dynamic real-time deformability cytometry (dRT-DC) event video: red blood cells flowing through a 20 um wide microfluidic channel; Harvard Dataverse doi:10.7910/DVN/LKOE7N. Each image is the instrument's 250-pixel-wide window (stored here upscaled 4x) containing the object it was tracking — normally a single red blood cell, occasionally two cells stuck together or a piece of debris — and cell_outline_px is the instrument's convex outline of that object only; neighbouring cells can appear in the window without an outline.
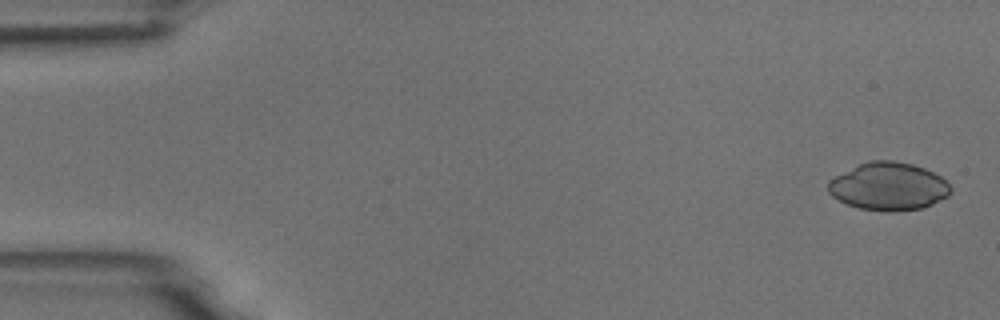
{"species": "common noctule bat (a hibernating species)", "species_latin": "Nyctalus noctula", "temperature_condition": "room temperature", "stored_images_in_passage": 4, "camera_frame_rate_fps": 3000, "um_per_image_px": 0.085, "animal": {"sex": "male", "body_mass_g": 18.8}, "frame": {"image": 1, "passage_image": 1, "time_ms": 0.0, "image_size_px": [1000, 320], "cell_outline_px": [[952, 192], [948, 196], [924, 208], [892, 212], [884, 212], [860, 208], [848, 204], [832, 196], [828, 192], [828, 180], [868, 160], [892, 160], [912, 164], [924, 168], [940, 176], [952, 188]], "centroid_in_image_um": [75.54, 15.86], "position_along_channel_um": 9.5, "area_um2": 34.1}}